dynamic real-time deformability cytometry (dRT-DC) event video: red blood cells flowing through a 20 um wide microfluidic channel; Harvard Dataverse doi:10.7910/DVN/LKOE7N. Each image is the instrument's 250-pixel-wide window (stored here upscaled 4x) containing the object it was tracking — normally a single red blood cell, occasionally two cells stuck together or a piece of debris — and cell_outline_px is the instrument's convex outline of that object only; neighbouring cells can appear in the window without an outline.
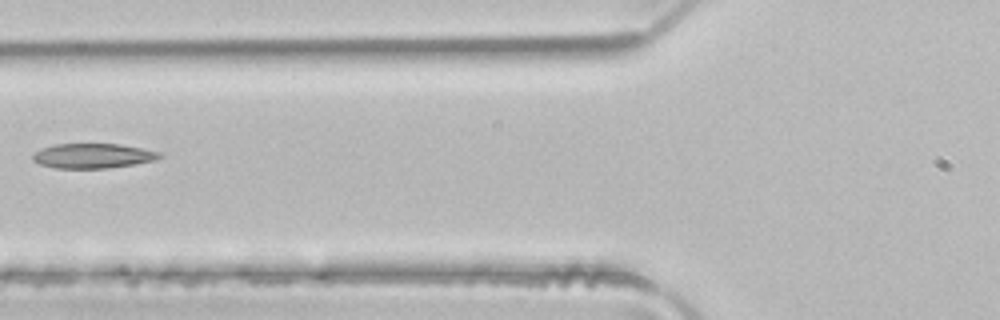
{"species": "common noctule bat (a hibernating species)", "species_latin": "Nyctalus noctula", "temperature_condition": "room temperature", "stored_images_in_passage": 4, "camera_frame_rate_fps": 3000, "um_per_image_px": 0.085, "animal": {"sex": "male", "body_mass_g": 21.5, "forearm_length_mm": 52.0}, "frame": {"image": 1, "passage_image": 4, "time_ms": 1.0, "image_size_px": [1000, 320], "cell_outline_px": [[164, 156], [156, 160], [108, 168], [56, 168], [40, 164], [32, 160], [32, 156], [40, 148], [56, 144], [120, 144], [160, 152]], "centroid_in_image_um": [7.89, 13.24], "position_along_channel_um": 117.9, "area_um2": 18.21}}